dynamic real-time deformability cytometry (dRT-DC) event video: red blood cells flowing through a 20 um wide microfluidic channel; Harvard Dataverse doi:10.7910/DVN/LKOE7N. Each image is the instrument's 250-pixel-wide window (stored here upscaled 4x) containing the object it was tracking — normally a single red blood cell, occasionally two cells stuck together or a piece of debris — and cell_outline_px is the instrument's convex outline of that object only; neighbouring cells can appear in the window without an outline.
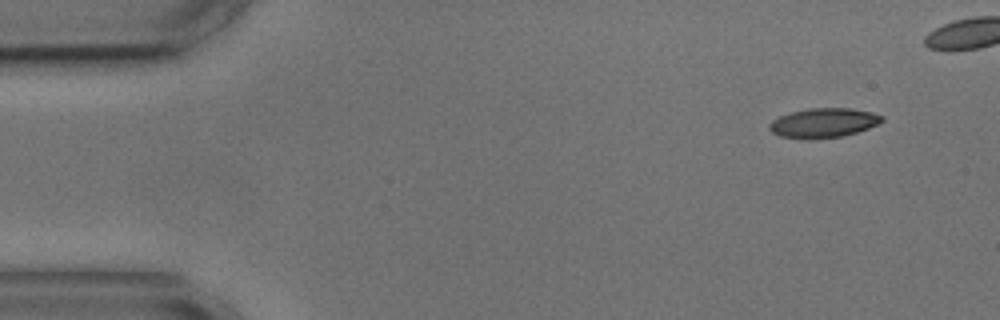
{"species": "common noctule bat (a hibernating species)", "species_latin": "Nyctalus noctula", "temperature_condition": "cold", "stored_images_in_passage": 5, "camera_frame_rate_fps": 3000, "um_per_image_px": 0.085, "animal": {"sex": "male", "body_mass_g": 17.9, "forearm_length_mm": 54.2}, "frame": {"image": 1, "passage_image": 1, "time_ms": 0.0, "image_size_px": [1000, 320], "cell_outline_px": [[884, 120], [868, 128], [856, 132], [840, 136], [808, 140], [804, 140], [780, 136], [772, 132], [768, 128], [768, 124], [772, 120], [780, 116], [792, 112], [808, 108], [848, 108], [872, 112], [884, 116]], "centroid_in_image_um": [69.96, 10.45], "position_along_channel_um": 15.0, "area_um2": 19.36}}